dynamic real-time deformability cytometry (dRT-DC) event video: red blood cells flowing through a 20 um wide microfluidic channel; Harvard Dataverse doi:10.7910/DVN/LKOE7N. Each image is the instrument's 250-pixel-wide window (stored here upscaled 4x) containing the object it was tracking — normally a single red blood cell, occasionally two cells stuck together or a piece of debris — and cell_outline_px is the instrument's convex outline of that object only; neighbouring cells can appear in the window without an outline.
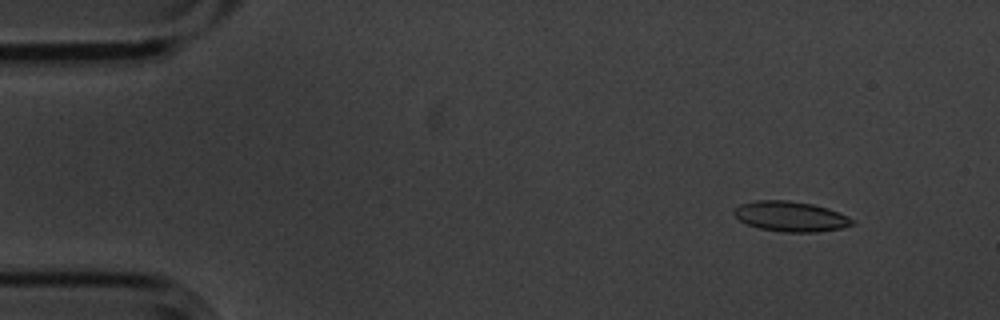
{"species": "common noctule bat (a hibernating species)", "species_latin": "Nyctalus noctula", "temperature_condition": "cold", "stored_images_in_passage": 4, "camera_frame_rate_fps": 3000, "um_per_image_px": 0.085, "animal": {"sex": "male", "body_mass_g": 20.1, "forearm_length_mm": 53.5}, "frame": {"image": 1, "passage_image": 2, "time_ms": 0.333, "image_size_px": [1000, 320], "cell_outline_px": [[856, 224], [840, 228], [816, 232], [784, 232], [760, 228], [748, 224], [740, 220], [732, 212], [740, 204], [756, 200], [788, 200], [812, 204], [828, 208], [848, 216], [856, 220]], "centroid_in_image_um": [67.24, 18.39], "position_along_channel_um": 17.8, "area_um2": 20.75}}